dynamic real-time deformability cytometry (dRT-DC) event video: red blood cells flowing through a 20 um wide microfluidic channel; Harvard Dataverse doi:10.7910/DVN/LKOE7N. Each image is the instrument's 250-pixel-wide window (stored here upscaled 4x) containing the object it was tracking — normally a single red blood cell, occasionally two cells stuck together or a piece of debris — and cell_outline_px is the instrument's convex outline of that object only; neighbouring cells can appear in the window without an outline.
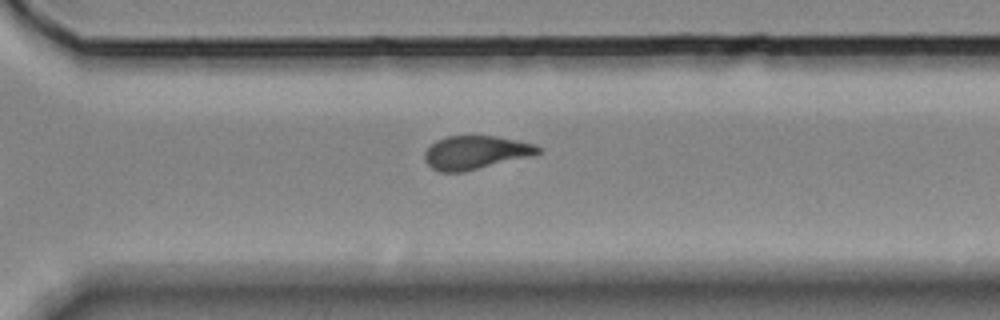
{"species": "Egyptian fruit bat (a non-hibernating species)", "species_latin": "Rousettus aegyptiacus", "temperature_condition": "room temperature", "stored_images_in_passage": 10, "camera_frame_rate_fps": 3000, "um_per_image_px": 0.085, "animal": {"sex": "female"}, "frame": {"image": 1, "passage_image": 10, "time_ms": 11.0, "image_size_px": [1000, 320], "cell_outline_px": [[540, 152], [528, 156], [464, 172], [440, 172], [432, 168], [424, 160], [424, 152], [436, 140], [448, 136], [496, 136], [536, 144], [540, 148]], "centroid_in_image_um": [40.38, 12.96], "position_along_channel_um": 330.2, "area_um2": 21.85}}